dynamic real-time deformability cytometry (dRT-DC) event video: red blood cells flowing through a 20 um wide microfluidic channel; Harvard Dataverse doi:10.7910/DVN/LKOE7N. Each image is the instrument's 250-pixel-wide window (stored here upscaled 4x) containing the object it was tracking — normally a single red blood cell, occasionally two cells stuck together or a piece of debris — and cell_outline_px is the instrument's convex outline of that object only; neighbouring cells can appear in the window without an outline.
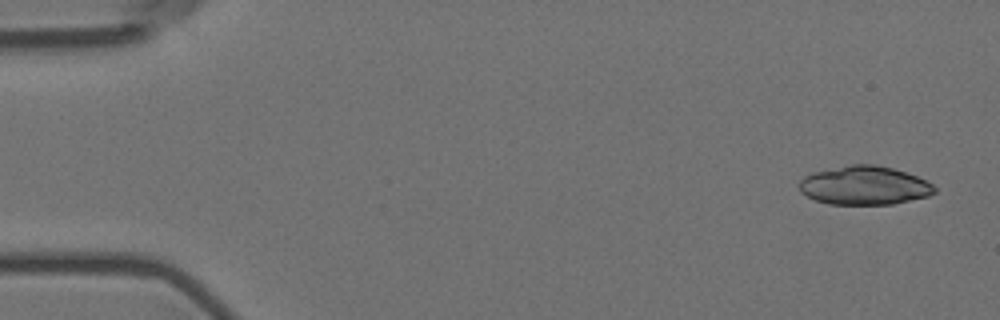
{"species": "Egyptian fruit bat (a non-hibernating species)", "species_latin": "Rousettus aegyptiacus", "temperature_condition": "room temperature", "stored_images_in_passage": 54, "camera_frame_rate_fps": 3000, "um_per_image_px": 0.085, "animal": {"sex": "female"}, "frame": {"image": 1, "passage_image": 1, "time_ms": 0.0, "image_size_px": [1000, 320], "cell_outline_px": [[936, 192], [928, 196], [892, 204], [828, 204], [816, 200], [800, 192], [800, 180], [804, 176], [812, 172], [852, 164], [876, 164], [892, 168], [916, 176], [932, 184], [936, 188]], "centroid_in_image_um": [73.46, 15.76], "position_along_channel_um": 11.5, "area_um2": 30.35}}
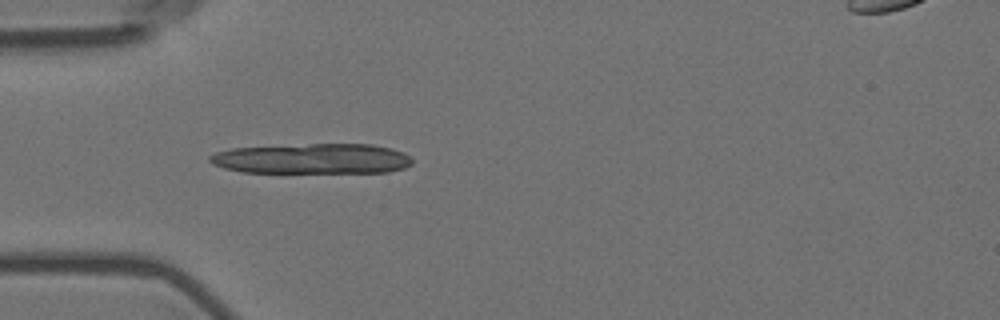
{"frame": {"image": 2, "passage_image": 15, "time_ms": 4.667, "image_size_px": [1000, 320], "cell_outline_px": [[412, 164], [404, 168], [388, 172], [240, 172], [224, 168], [212, 164], [208, 160], [208, 156], [216, 152], [232, 148], [308, 144], [372, 144], [392, 148], [404, 152], [412, 160]], "centroid_in_image_um": [26.54, 13.49], "position_along_channel_um": 58.5, "area_um2": 35.78}}